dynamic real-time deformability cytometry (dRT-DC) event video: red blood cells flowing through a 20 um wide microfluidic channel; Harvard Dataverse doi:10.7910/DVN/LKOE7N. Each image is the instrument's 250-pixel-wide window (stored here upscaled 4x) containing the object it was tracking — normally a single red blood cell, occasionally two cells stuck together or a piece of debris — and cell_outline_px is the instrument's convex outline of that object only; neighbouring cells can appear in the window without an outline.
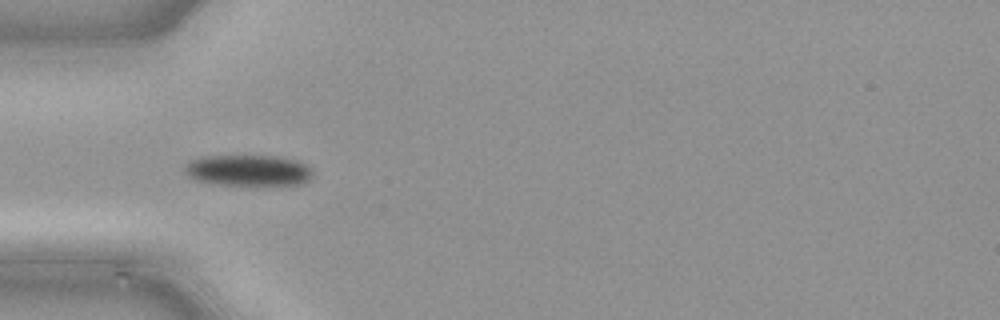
{"species": "common noctule bat (a hibernating species)", "species_latin": "Nyctalus noctula", "temperature_condition": "cold", "stored_images_in_passage": 40, "camera_frame_rate_fps": 3000, "um_per_image_px": 0.085, "animal": {"sex": "male", "body_mass_g": 21.5, "forearm_length_mm": 52.0}, "frame": {"image": 1, "passage_image": 7, "time_ms": 2.0, "image_size_px": [1000, 320], "cell_outline_px": [[312, 176], [308, 180], [300, 184], [216, 184], [196, 180], [188, 176], [184, 172], [184, 164], [188, 160], [204, 156], [272, 156], [296, 160], [312, 168]], "centroid_in_image_um": [21.04, 14.47], "position_along_channel_um": 64.0, "area_um2": 23.0}}
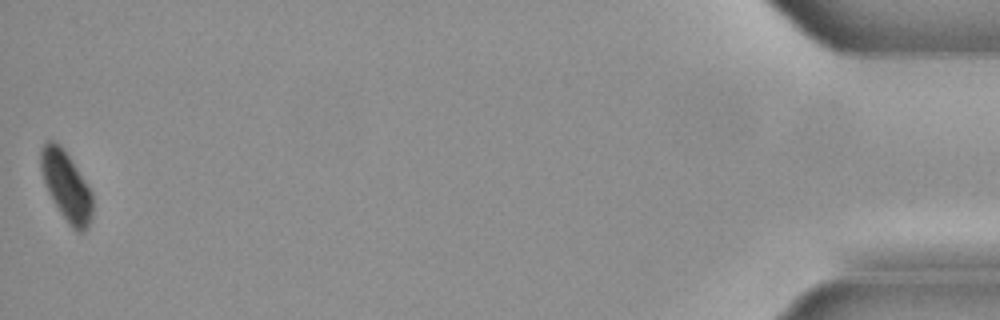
{"frame": {"image": 2, "passage_image": 40, "time_ms": 13.0, "image_size_px": [1000, 320], "cell_outline_px": [[92, 216], [88, 228], [84, 232], [76, 232], [68, 224], [52, 200], [44, 184], [40, 168], [40, 148], [48, 140], [52, 140], [60, 144], [64, 148], [92, 192]], "centroid_in_image_um": [5.62, 15.82], "position_along_channel_um": 429.6, "area_um2": 21.15}}